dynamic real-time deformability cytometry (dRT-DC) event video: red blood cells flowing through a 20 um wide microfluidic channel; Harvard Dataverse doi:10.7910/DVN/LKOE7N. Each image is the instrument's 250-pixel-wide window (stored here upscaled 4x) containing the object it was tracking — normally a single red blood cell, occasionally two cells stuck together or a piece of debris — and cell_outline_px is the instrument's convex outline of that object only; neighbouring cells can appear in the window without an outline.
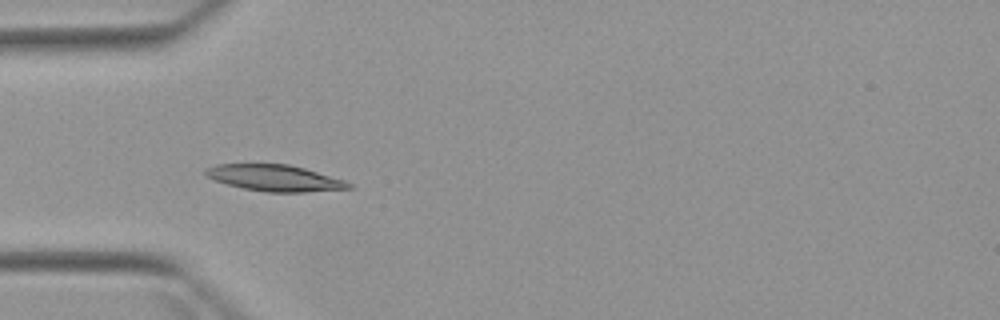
{"species": "Egyptian fruit bat (a non-hibernating species)", "species_latin": "Rousettus aegyptiacus", "temperature_condition": "warm", "stored_images_in_passage": 5, "camera_frame_rate_fps": 3000, "um_per_image_px": 0.085, "animal": {"sex": "female"}, "frame": {"image": 1, "passage_image": 4, "time_ms": 3.667, "image_size_px": [1000, 320], "cell_outline_px": [[352, 188], [304, 192], [268, 192], [244, 188], [228, 184], [204, 176], [204, 168], [216, 164], [288, 164], [304, 168], [344, 180], [352, 184]], "centroid_in_image_um": [23.32, 15.12], "position_along_channel_um": 61.7, "area_um2": 21.79}}
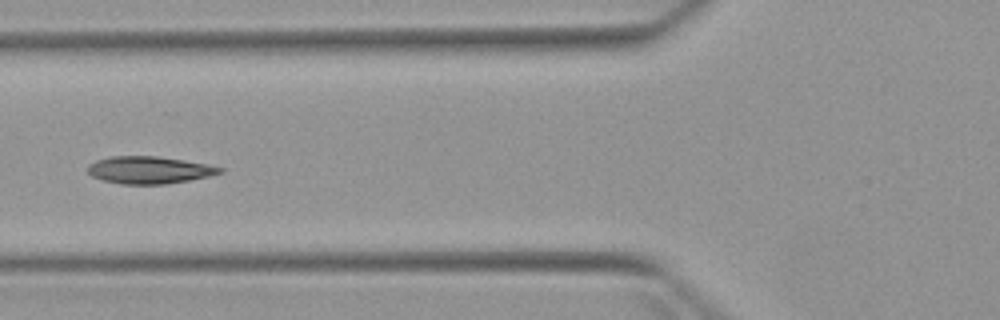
{"frame": {"image": 2, "passage_image": 5, "time_ms": 5.0, "image_size_px": [1000, 320], "cell_outline_px": [[224, 172], [208, 176], [188, 180], [164, 184], [120, 184], [104, 180], [92, 176], [88, 172], [88, 164], [96, 160], [112, 156], [156, 156], [208, 164], [224, 168]], "centroid_in_image_um": [12.68, 14.44], "position_along_channel_um": 113.1, "area_um2": 20.87}}